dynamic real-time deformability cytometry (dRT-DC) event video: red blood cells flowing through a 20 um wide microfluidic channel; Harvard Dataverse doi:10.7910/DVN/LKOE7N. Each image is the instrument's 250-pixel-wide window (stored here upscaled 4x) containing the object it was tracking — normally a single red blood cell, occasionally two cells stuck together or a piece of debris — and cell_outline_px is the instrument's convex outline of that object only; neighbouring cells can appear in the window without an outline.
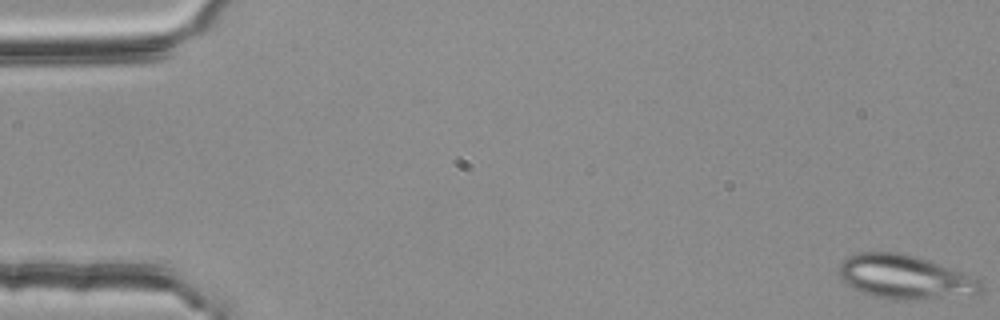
{"species": "common noctule bat (a hibernating species)", "species_latin": "Nyctalus noctula", "temperature_condition": "room temperature", "stored_images_in_passage": 15, "camera_frame_rate_fps": 3000, "um_per_image_px": 0.085, "animal": {"sex": "female", "body_mass_g": 25.1}, "frame": {"image": 1, "passage_image": 1, "time_ms": 0.0, "image_size_px": [1000, 320], "cell_outline_px": [[984, 292], [976, 296], [920, 300], [896, 300], [872, 296], [840, 280], [836, 268], [848, 256], [856, 252], [904, 252], [928, 260], [960, 272], [980, 280], [984, 284]], "centroid_in_image_um": [76.96, 23.57], "position_along_channel_um": 8.0, "area_um2": 37.05}}